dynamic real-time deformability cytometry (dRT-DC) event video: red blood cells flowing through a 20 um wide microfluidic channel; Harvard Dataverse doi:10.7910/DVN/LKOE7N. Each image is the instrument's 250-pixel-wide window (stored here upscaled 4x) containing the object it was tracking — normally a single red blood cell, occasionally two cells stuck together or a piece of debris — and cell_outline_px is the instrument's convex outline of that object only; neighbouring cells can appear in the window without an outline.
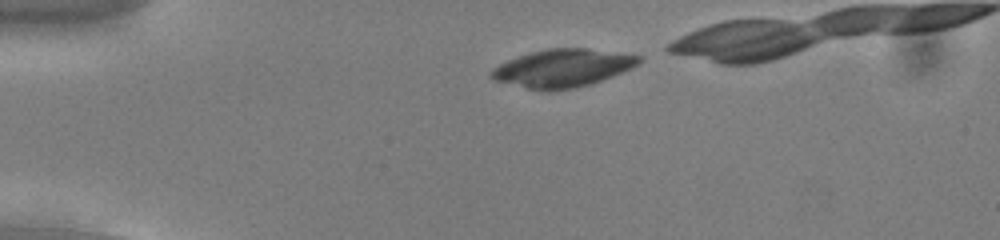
{"species": "common noctule bat (a hibernating species)", "species_latin": "Nyctalus noctula", "temperature_condition": "cold", "stored_images_in_passage": 36, "camera_frame_rate_fps": 3000, "um_per_image_px": 0.085, "animal": {"sex": "male", "body_mass_g": 13.0, "forearm_length_mm": 53.1}, "frame": {"image": 1, "passage_image": 1, "time_ms": 0.0, "image_size_px": [1000, 240], "cell_outline_px": [[644, 60], [632, 68], [612, 76], [588, 84], [572, 88], [528, 88], [492, 80], [488, 76], [488, 72], [492, 68], [508, 60], [532, 52], [548, 48], [588, 48], [644, 56]], "centroid_in_image_um": [47.84, 5.75], "position_along_channel_um": 37.2, "area_um2": 32.02}}
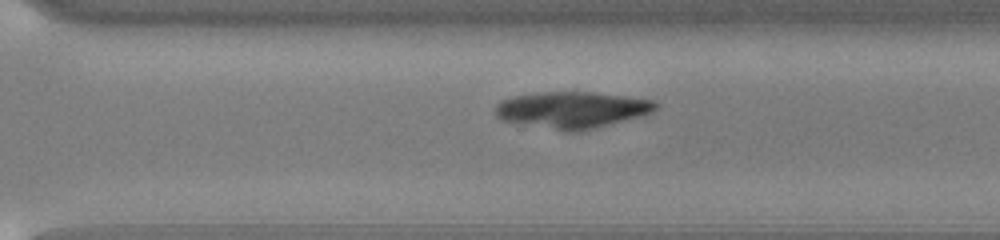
{"frame": {"image": 2, "passage_image": 27, "time_ms": 8.667, "image_size_px": [1000, 240], "cell_outline_px": [[660, 108], [652, 112], [640, 116], [576, 132], [564, 132], [504, 120], [496, 116], [496, 104], [512, 96], [544, 92], [588, 92], [656, 100], [660, 104]], "centroid_in_image_um": [48.65, 9.34], "position_along_channel_um": 321.9, "area_um2": 33.81}}
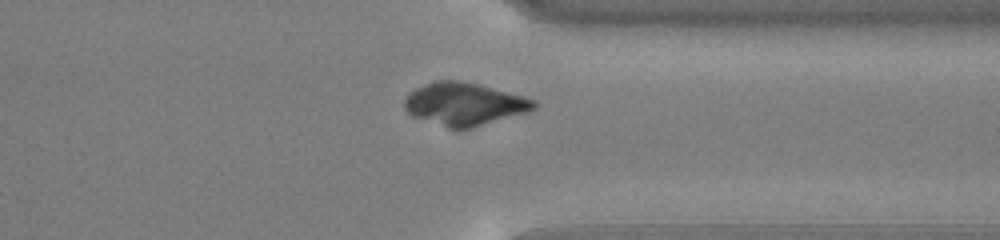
{"frame": {"image": 3, "passage_image": 31, "time_ms": 10.0, "image_size_px": [1000, 240], "cell_outline_px": [[536, 108], [528, 112], [468, 128], [448, 128], [412, 116], [404, 108], [404, 100], [408, 92], [424, 84], [436, 80], [460, 80], [524, 96], [536, 100]], "centroid_in_image_um": [39.43, 8.83], "position_along_channel_um": 372.0, "area_um2": 31.96}}